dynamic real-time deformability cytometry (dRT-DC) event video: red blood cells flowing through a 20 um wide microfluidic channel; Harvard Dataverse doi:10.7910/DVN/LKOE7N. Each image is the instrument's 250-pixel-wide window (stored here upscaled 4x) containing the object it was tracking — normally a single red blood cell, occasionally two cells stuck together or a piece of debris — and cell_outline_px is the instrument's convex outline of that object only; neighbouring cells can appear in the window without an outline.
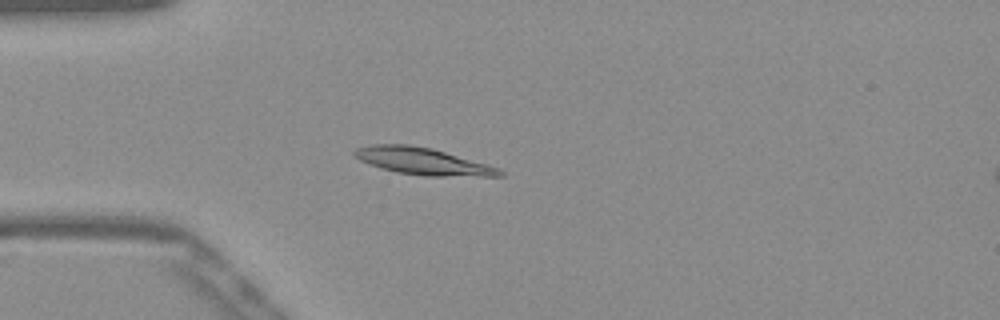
{"species": "Egyptian fruit bat (a non-hibernating species)", "species_latin": "Rousettus aegyptiacus", "temperature_condition": "warm", "stored_images_in_passage": 52, "camera_frame_rate_fps": 3000, "um_per_image_px": 0.085, "frame": {"image": 1, "passage_image": 14, "time_ms": 4.333, "image_size_px": [1000, 320], "cell_outline_px": [[504, 176], [424, 176], [396, 172], [380, 168], [368, 164], [360, 160], [352, 152], [356, 148], [372, 144], [408, 144], [432, 148], [488, 164], [500, 168], [504, 172]], "centroid_in_image_um": [35.94, 13.7], "position_along_channel_um": 49.1, "area_um2": 22.95}}
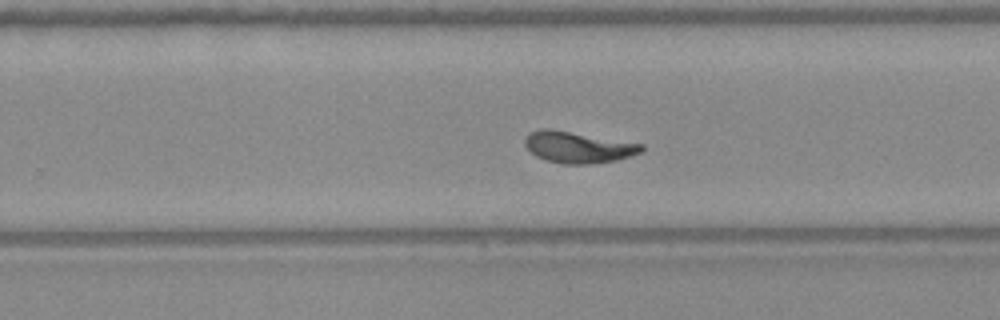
{"frame": {"image": 2, "passage_image": 33, "time_ms": 10.667, "image_size_px": [1000, 320], "cell_outline_px": [[644, 152], [616, 160], [592, 164], [564, 164], [548, 160], [536, 156], [524, 144], [524, 140], [528, 132], [540, 128], [548, 128], [644, 144]], "centroid_in_image_um": [49.15, 12.51], "position_along_channel_um": 280.7, "area_um2": 21.33}}
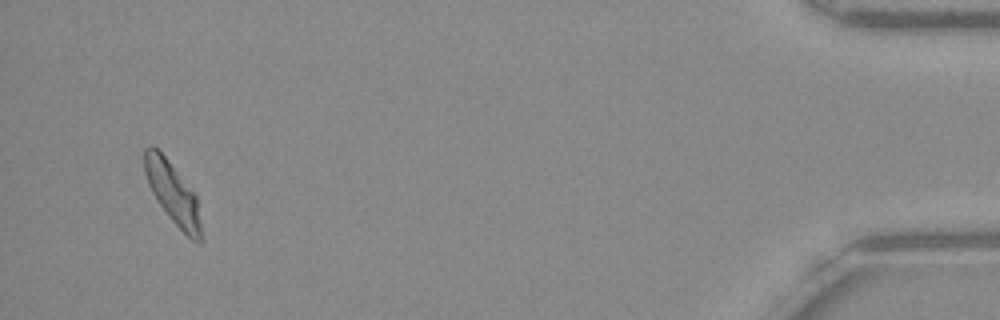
{"frame": {"image": 3, "passage_image": 50, "time_ms": 16.333, "image_size_px": [1000, 320], "cell_outline_px": [[204, 240], [200, 244], [192, 240], [168, 216], [156, 200], [148, 184], [144, 172], [144, 148], [148, 144], [152, 144], [168, 160], [196, 196]], "centroid_in_image_um": [14.68, 16.44], "position_along_channel_um": 420.5, "area_um2": 20.23}, "authors_computed_cell_mechanics": {"area_um2": 21.2704, "velocity_mm_per_s": 3.8568, "shape_relaxation_time_tau1_ms": 3.645, "shape_relaxation_time_tau2_ms": 1.8966, "deformation_change_tau1": 0.1742, "deformation_change_tau2": 0.0367}}